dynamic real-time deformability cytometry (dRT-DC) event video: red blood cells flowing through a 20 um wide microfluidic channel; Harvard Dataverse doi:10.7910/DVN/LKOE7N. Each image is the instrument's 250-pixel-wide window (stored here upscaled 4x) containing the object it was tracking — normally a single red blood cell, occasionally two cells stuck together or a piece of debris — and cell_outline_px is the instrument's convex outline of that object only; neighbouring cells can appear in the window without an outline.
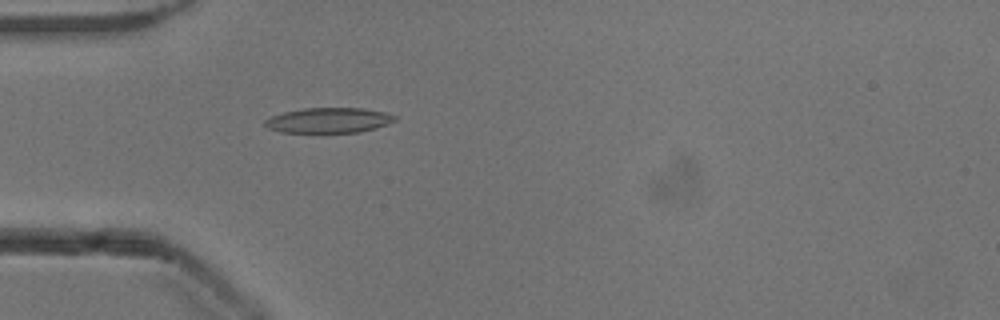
{"species": "common noctule bat (a hibernating species)", "species_latin": "Nyctalus noctula", "temperature_condition": "cold", "stored_images_in_passage": 44, "camera_frame_rate_fps": 3000, "um_per_image_px": 0.085, "animal": {"sex": "male", "body_mass_g": 13.3}, "frame": {"image": 1, "passage_image": 7, "time_ms": 2.0, "image_size_px": [1000, 320], "cell_outline_px": [[396, 120], [388, 124], [376, 128], [360, 132], [280, 132], [268, 128], [264, 124], [264, 120], [272, 116], [284, 112], [304, 108], [364, 108], [384, 112], [396, 116]], "centroid_in_image_um": [27.95, 10.22], "position_along_channel_um": 57.0, "area_um2": 19.02}}
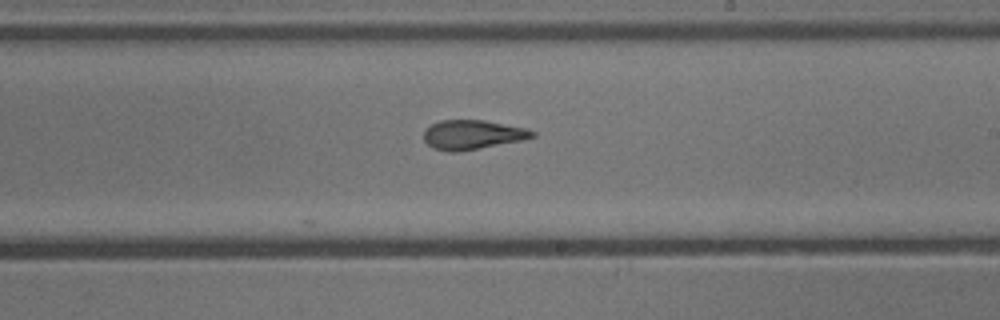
{"frame": {"image": 2, "passage_image": 22, "time_ms": 7.0, "image_size_px": [1000, 320], "cell_outline_px": [[536, 136], [524, 140], [460, 152], [448, 152], [432, 148], [424, 140], [424, 132], [432, 124], [440, 120], [484, 120], [524, 128], [536, 132]], "centroid_in_image_um": [40.16, 11.46], "position_along_channel_um": 248.8, "area_um2": 18.61}}
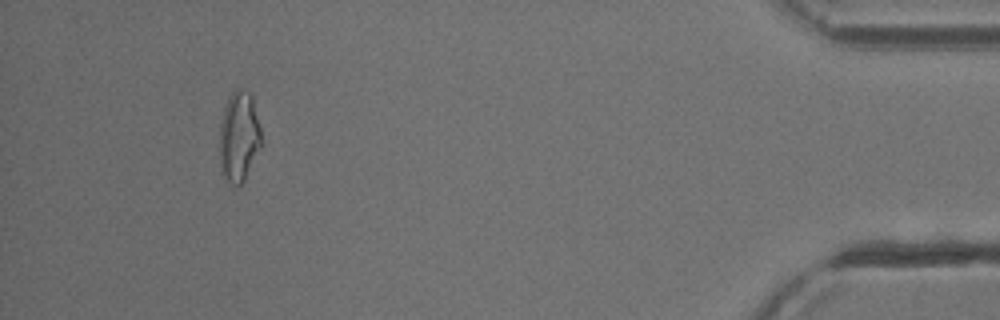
{"frame": {"image": 3, "passage_image": 40, "time_ms": 13.0, "image_size_px": [1000, 320], "cell_outline_px": [[260, 148], [244, 180], [236, 188], [220, 172], [220, 124], [224, 108], [228, 96], [236, 88], [240, 88], [248, 92], [252, 96], [260, 128]], "centroid_in_image_um": [20.29, 11.61], "position_along_channel_um": 414.9, "area_um2": 21.85}, "authors_computed_cell_mechanics": {"area_um2": 19.0162, "velocity_mm_per_s": 3.9156, "shape_relaxation_time_tau1_ms": 6.088, "shape_relaxation_time_tau2_ms": 1.9003, "deformation_change_tau1": 0.1944, "deformation_change_tau2": 0.1064}}